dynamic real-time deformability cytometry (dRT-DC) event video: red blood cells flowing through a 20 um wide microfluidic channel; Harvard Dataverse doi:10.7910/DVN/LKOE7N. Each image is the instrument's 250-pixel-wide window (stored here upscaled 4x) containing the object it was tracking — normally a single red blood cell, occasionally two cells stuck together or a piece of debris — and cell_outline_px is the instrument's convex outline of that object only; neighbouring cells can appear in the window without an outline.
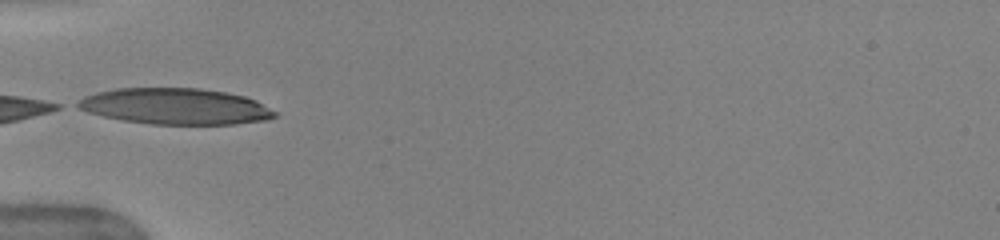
{"species": "human", "species_latin": "Homo sapiens", "temperature_condition": "warm", "stored_images_in_passage": 22, "camera_frame_rate_fps": 3000, "um_per_image_px": 0.085, "donor": {"sex": "female"}, "frame": {"image": 1, "passage_image": 1, "time_ms": 0.0, "image_size_px": [1000, 240], "cell_outline_px": [[276, 116], [268, 120], [236, 124], [152, 124], [124, 120], [104, 116], [88, 112], [72, 104], [84, 96], [96, 92], [116, 88], [200, 88], [224, 92], [244, 96], [256, 100], [276, 112]], "centroid_in_image_um": [14.9, 9.03], "position_along_channel_um": 70.1, "area_um2": 41.44}}